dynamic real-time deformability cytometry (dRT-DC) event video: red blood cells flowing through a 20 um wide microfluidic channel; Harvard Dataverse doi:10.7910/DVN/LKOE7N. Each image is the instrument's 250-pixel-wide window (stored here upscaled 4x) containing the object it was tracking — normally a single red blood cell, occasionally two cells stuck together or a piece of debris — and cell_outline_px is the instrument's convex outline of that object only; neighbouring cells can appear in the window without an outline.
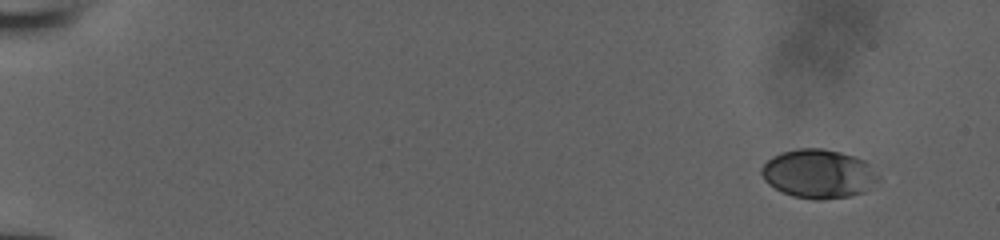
{"species": "human", "species_latin": "Homo sapiens", "temperature_condition": "room temperature", "stored_images_in_passage": 49, "camera_frame_rate_fps": 3000, "um_per_image_px": 0.085, "donor": {"sex": "male"}, "frame": {"image": 1, "passage_image": 1, "time_ms": 0.0, "image_size_px": [1000, 240], "cell_outline_px": [[880, 180], [864, 192], [848, 196], [820, 200], [816, 200], [792, 196], [768, 184], [764, 180], [760, 172], [760, 168], [772, 156], [780, 152], [796, 148], [824, 148], [856, 156], [864, 160], [880, 176]], "centroid_in_image_um": [69.57, 14.76], "position_along_channel_um": 15.4, "area_um2": 33.47}}
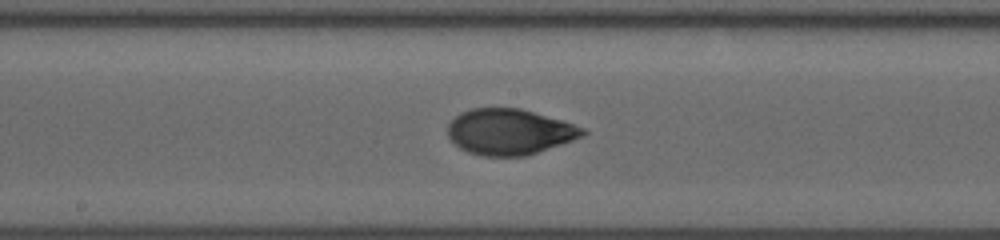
{"frame": {"image": 2, "passage_image": 27, "time_ms": 8.667, "image_size_px": [1000, 240], "cell_outline_px": [[588, 132], [584, 136], [524, 156], [484, 156], [468, 152], [460, 148], [448, 136], [448, 124], [460, 112], [472, 108], [520, 108], [560, 120], [584, 128]], "centroid_in_image_um": [43.28, 11.2], "position_along_channel_um": 204.9, "area_um2": 35.6}}
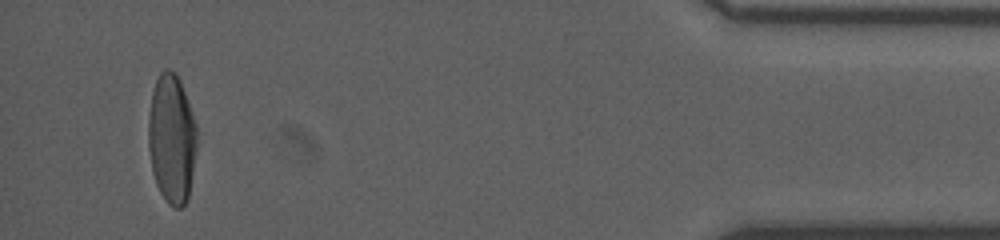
{"frame": {"image": 3, "passage_image": 47, "time_ms": 15.333, "image_size_px": [1000, 240], "cell_outline_px": [[196, 152], [188, 200], [180, 208], [176, 208], [168, 204], [160, 192], [156, 184], [152, 172], [148, 148], [148, 120], [152, 92], [156, 80], [160, 72], [164, 68], [168, 68], [176, 72], [180, 80], [196, 124]], "centroid_in_image_um": [14.58, 11.79], "position_along_channel_um": 420.6, "area_um2": 36.76}}